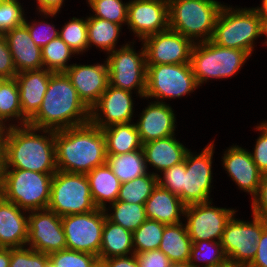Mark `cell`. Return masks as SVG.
<instances>
[{
  "mask_svg": "<svg viewBox=\"0 0 267 267\" xmlns=\"http://www.w3.org/2000/svg\"><path fill=\"white\" fill-rule=\"evenodd\" d=\"M8 126L3 128L0 138L4 149V169L56 173L54 130L37 129L29 125ZM36 131H42L44 135Z\"/></svg>",
  "mask_w": 267,
  "mask_h": 267,
  "instance_id": "obj_1",
  "label": "cell"
},
{
  "mask_svg": "<svg viewBox=\"0 0 267 267\" xmlns=\"http://www.w3.org/2000/svg\"><path fill=\"white\" fill-rule=\"evenodd\" d=\"M90 109L65 72L53 73L38 112L28 121L37 129L62 130L90 122Z\"/></svg>",
  "mask_w": 267,
  "mask_h": 267,
  "instance_id": "obj_2",
  "label": "cell"
},
{
  "mask_svg": "<svg viewBox=\"0 0 267 267\" xmlns=\"http://www.w3.org/2000/svg\"><path fill=\"white\" fill-rule=\"evenodd\" d=\"M57 170L87 174L106 163V140L102 129L91 122L55 131Z\"/></svg>",
  "mask_w": 267,
  "mask_h": 267,
  "instance_id": "obj_3",
  "label": "cell"
},
{
  "mask_svg": "<svg viewBox=\"0 0 267 267\" xmlns=\"http://www.w3.org/2000/svg\"><path fill=\"white\" fill-rule=\"evenodd\" d=\"M223 6L216 0H171L168 2L169 28L194 43L211 40Z\"/></svg>",
  "mask_w": 267,
  "mask_h": 267,
  "instance_id": "obj_4",
  "label": "cell"
},
{
  "mask_svg": "<svg viewBox=\"0 0 267 267\" xmlns=\"http://www.w3.org/2000/svg\"><path fill=\"white\" fill-rule=\"evenodd\" d=\"M54 174L4 169L0 195L28 212L47 209Z\"/></svg>",
  "mask_w": 267,
  "mask_h": 267,
  "instance_id": "obj_5",
  "label": "cell"
},
{
  "mask_svg": "<svg viewBox=\"0 0 267 267\" xmlns=\"http://www.w3.org/2000/svg\"><path fill=\"white\" fill-rule=\"evenodd\" d=\"M262 20L254 8L224 5L217 18L211 41L218 46L240 49L250 56L254 40L261 35Z\"/></svg>",
  "mask_w": 267,
  "mask_h": 267,
  "instance_id": "obj_6",
  "label": "cell"
},
{
  "mask_svg": "<svg viewBox=\"0 0 267 267\" xmlns=\"http://www.w3.org/2000/svg\"><path fill=\"white\" fill-rule=\"evenodd\" d=\"M240 49L218 46L211 40L195 42L190 58L192 72L199 86L209 79L232 77L249 58Z\"/></svg>",
  "mask_w": 267,
  "mask_h": 267,
  "instance_id": "obj_7",
  "label": "cell"
},
{
  "mask_svg": "<svg viewBox=\"0 0 267 267\" xmlns=\"http://www.w3.org/2000/svg\"><path fill=\"white\" fill-rule=\"evenodd\" d=\"M48 209L60 217L96 210L86 174L57 170L52 178Z\"/></svg>",
  "mask_w": 267,
  "mask_h": 267,
  "instance_id": "obj_8",
  "label": "cell"
},
{
  "mask_svg": "<svg viewBox=\"0 0 267 267\" xmlns=\"http://www.w3.org/2000/svg\"><path fill=\"white\" fill-rule=\"evenodd\" d=\"M267 219L253 214V221L235 219L226 224L220 243L227 260L235 267H247L257 253V242L261 237Z\"/></svg>",
  "mask_w": 267,
  "mask_h": 267,
  "instance_id": "obj_9",
  "label": "cell"
},
{
  "mask_svg": "<svg viewBox=\"0 0 267 267\" xmlns=\"http://www.w3.org/2000/svg\"><path fill=\"white\" fill-rule=\"evenodd\" d=\"M198 86L190 63L147 65L144 98L163 102L164 98H180L194 92Z\"/></svg>",
  "mask_w": 267,
  "mask_h": 267,
  "instance_id": "obj_10",
  "label": "cell"
},
{
  "mask_svg": "<svg viewBox=\"0 0 267 267\" xmlns=\"http://www.w3.org/2000/svg\"><path fill=\"white\" fill-rule=\"evenodd\" d=\"M106 62L109 85L130 92L136 89L139 97L145 96L147 62L144 45L138 54L133 46L127 43L120 49L110 52Z\"/></svg>",
  "mask_w": 267,
  "mask_h": 267,
  "instance_id": "obj_11",
  "label": "cell"
},
{
  "mask_svg": "<svg viewBox=\"0 0 267 267\" xmlns=\"http://www.w3.org/2000/svg\"><path fill=\"white\" fill-rule=\"evenodd\" d=\"M106 214L104 209L62 216L66 249L86 252L99 257Z\"/></svg>",
  "mask_w": 267,
  "mask_h": 267,
  "instance_id": "obj_12",
  "label": "cell"
},
{
  "mask_svg": "<svg viewBox=\"0 0 267 267\" xmlns=\"http://www.w3.org/2000/svg\"><path fill=\"white\" fill-rule=\"evenodd\" d=\"M214 141L194 155L190 150L186 154V172H183V191L179 198L185 206L208 202L212 183V158Z\"/></svg>",
  "mask_w": 267,
  "mask_h": 267,
  "instance_id": "obj_13",
  "label": "cell"
},
{
  "mask_svg": "<svg viewBox=\"0 0 267 267\" xmlns=\"http://www.w3.org/2000/svg\"><path fill=\"white\" fill-rule=\"evenodd\" d=\"M208 202L185 206L184 216L187 219L186 227L192 242L219 241L228 221L235 215L236 210L216 208Z\"/></svg>",
  "mask_w": 267,
  "mask_h": 267,
  "instance_id": "obj_14",
  "label": "cell"
},
{
  "mask_svg": "<svg viewBox=\"0 0 267 267\" xmlns=\"http://www.w3.org/2000/svg\"><path fill=\"white\" fill-rule=\"evenodd\" d=\"M30 212L26 245L45 254L66 249V236L61 217L48 208Z\"/></svg>",
  "mask_w": 267,
  "mask_h": 267,
  "instance_id": "obj_15",
  "label": "cell"
},
{
  "mask_svg": "<svg viewBox=\"0 0 267 267\" xmlns=\"http://www.w3.org/2000/svg\"><path fill=\"white\" fill-rule=\"evenodd\" d=\"M144 43V44H143ZM147 65L190 63L194 42L170 28L146 37Z\"/></svg>",
  "mask_w": 267,
  "mask_h": 267,
  "instance_id": "obj_16",
  "label": "cell"
},
{
  "mask_svg": "<svg viewBox=\"0 0 267 267\" xmlns=\"http://www.w3.org/2000/svg\"><path fill=\"white\" fill-rule=\"evenodd\" d=\"M129 29L143 41L169 28L168 2L165 0H131L128 2Z\"/></svg>",
  "mask_w": 267,
  "mask_h": 267,
  "instance_id": "obj_17",
  "label": "cell"
},
{
  "mask_svg": "<svg viewBox=\"0 0 267 267\" xmlns=\"http://www.w3.org/2000/svg\"><path fill=\"white\" fill-rule=\"evenodd\" d=\"M131 94L130 91L108 85L99 101L90 109V122L100 129L131 122L134 112Z\"/></svg>",
  "mask_w": 267,
  "mask_h": 267,
  "instance_id": "obj_18",
  "label": "cell"
},
{
  "mask_svg": "<svg viewBox=\"0 0 267 267\" xmlns=\"http://www.w3.org/2000/svg\"><path fill=\"white\" fill-rule=\"evenodd\" d=\"M79 98L91 109L109 85L108 64L77 65L70 64L65 71Z\"/></svg>",
  "mask_w": 267,
  "mask_h": 267,
  "instance_id": "obj_19",
  "label": "cell"
},
{
  "mask_svg": "<svg viewBox=\"0 0 267 267\" xmlns=\"http://www.w3.org/2000/svg\"><path fill=\"white\" fill-rule=\"evenodd\" d=\"M223 155V167L230 178L240 189L250 193L254 198L258 193L263 174L254 163L251 152L233 145Z\"/></svg>",
  "mask_w": 267,
  "mask_h": 267,
  "instance_id": "obj_20",
  "label": "cell"
},
{
  "mask_svg": "<svg viewBox=\"0 0 267 267\" xmlns=\"http://www.w3.org/2000/svg\"><path fill=\"white\" fill-rule=\"evenodd\" d=\"M172 107L165 102H151L143 109L136 124L141 143L166 138L174 134L176 117Z\"/></svg>",
  "mask_w": 267,
  "mask_h": 267,
  "instance_id": "obj_21",
  "label": "cell"
},
{
  "mask_svg": "<svg viewBox=\"0 0 267 267\" xmlns=\"http://www.w3.org/2000/svg\"><path fill=\"white\" fill-rule=\"evenodd\" d=\"M54 72L45 68L17 73L22 115L29 121L40 108L49 79Z\"/></svg>",
  "mask_w": 267,
  "mask_h": 267,
  "instance_id": "obj_22",
  "label": "cell"
},
{
  "mask_svg": "<svg viewBox=\"0 0 267 267\" xmlns=\"http://www.w3.org/2000/svg\"><path fill=\"white\" fill-rule=\"evenodd\" d=\"M22 210L0 195V247H27L28 216L24 213L28 211Z\"/></svg>",
  "mask_w": 267,
  "mask_h": 267,
  "instance_id": "obj_23",
  "label": "cell"
},
{
  "mask_svg": "<svg viewBox=\"0 0 267 267\" xmlns=\"http://www.w3.org/2000/svg\"><path fill=\"white\" fill-rule=\"evenodd\" d=\"M17 73L44 68L41 48L32 40L28 29L22 25L5 35Z\"/></svg>",
  "mask_w": 267,
  "mask_h": 267,
  "instance_id": "obj_24",
  "label": "cell"
},
{
  "mask_svg": "<svg viewBox=\"0 0 267 267\" xmlns=\"http://www.w3.org/2000/svg\"><path fill=\"white\" fill-rule=\"evenodd\" d=\"M147 219L156 220L165 225L180 223L184 216L185 205L179 196L171 193L159 184L144 204Z\"/></svg>",
  "mask_w": 267,
  "mask_h": 267,
  "instance_id": "obj_25",
  "label": "cell"
},
{
  "mask_svg": "<svg viewBox=\"0 0 267 267\" xmlns=\"http://www.w3.org/2000/svg\"><path fill=\"white\" fill-rule=\"evenodd\" d=\"M174 136L142 144L146 165L149 163L161 173L163 170L180 164L185 160L189 150L180 141H177Z\"/></svg>",
  "mask_w": 267,
  "mask_h": 267,
  "instance_id": "obj_26",
  "label": "cell"
},
{
  "mask_svg": "<svg viewBox=\"0 0 267 267\" xmlns=\"http://www.w3.org/2000/svg\"><path fill=\"white\" fill-rule=\"evenodd\" d=\"M86 176L97 208L105 209L107 202L111 204L117 200L121 182L107 163L94 168Z\"/></svg>",
  "mask_w": 267,
  "mask_h": 267,
  "instance_id": "obj_27",
  "label": "cell"
},
{
  "mask_svg": "<svg viewBox=\"0 0 267 267\" xmlns=\"http://www.w3.org/2000/svg\"><path fill=\"white\" fill-rule=\"evenodd\" d=\"M192 245L185 224L180 222L165 225L159 250L169 258L170 262L189 261Z\"/></svg>",
  "mask_w": 267,
  "mask_h": 267,
  "instance_id": "obj_28",
  "label": "cell"
},
{
  "mask_svg": "<svg viewBox=\"0 0 267 267\" xmlns=\"http://www.w3.org/2000/svg\"><path fill=\"white\" fill-rule=\"evenodd\" d=\"M106 140L107 155H119L142 149L136 124H113L102 129Z\"/></svg>",
  "mask_w": 267,
  "mask_h": 267,
  "instance_id": "obj_29",
  "label": "cell"
},
{
  "mask_svg": "<svg viewBox=\"0 0 267 267\" xmlns=\"http://www.w3.org/2000/svg\"><path fill=\"white\" fill-rule=\"evenodd\" d=\"M132 232L105 219L99 259L133 254Z\"/></svg>",
  "mask_w": 267,
  "mask_h": 267,
  "instance_id": "obj_30",
  "label": "cell"
},
{
  "mask_svg": "<svg viewBox=\"0 0 267 267\" xmlns=\"http://www.w3.org/2000/svg\"><path fill=\"white\" fill-rule=\"evenodd\" d=\"M106 163L121 183L148 173L142 149L119 155H107Z\"/></svg>",
  "mask_w": 267,
  "mask_h": 267,
  "instance_id": "obj_31",
  "label": "cell"
},
{
  "mask_svg": "<svg viewBox=\"0 0 267 267\" xmlns=\"http://www.w3.org/2000/svg\"><path fill=\"white\" fill-rule=\"evenodd\" d=\"M121 25L92 15L87 17L88 48L94 46L107 51L116 50L115 46L121 31Z\"/></svg>",
  "mask_w": 267,
  "mask_h": 267,
  "instance_id": "obj_32",
  "label": "cell"
},
{
  "mask_svg": "<svg viewBox=\"0 0 267 267\" xmlns=\"http://www.w3.org/2000/svg\"><path fill=\"white\" fill-rule=\"evenodd\" d=\"M20 120V126L28 125V120L22 115L19 88L15 78H0V126L5 128V122L14 118Z\"/></svg>",
  "mask_w": 267,
  "mask_h": 267,
  "instance_id": "obj_33",
  "label": "cell"
},
{
  "mask_svg": "<svg viewBox=\"0 0 267 267\" xmlns=\"http://www.w3.org/2000/svg\"><path fill=\"white\" fill-rule=\"evenodd\" d=\"M157 185L158 174L149 172L131 181L121 183L117 200L145 204Z\"/></svg>",
  "mask_w": 267,
  "mask_h": 267,
  "instance_id": "obj_34",
  "label": "cell"
},
{
  "mask_svg": "<svg viewBox=\"0 0 267 267\" xmlns=\"http://www.w3.org/2000/svg\"><path fill=\"white\" fill-rule=\"evenodd\" d=\"M110 205H112L111 208L114 212L108 214L109 209L105 208L106 218L131 232L135 231L147 219L144 204L116 200Z\"/></svg>",
  "mask_w": 267,
  "mask_h": 267,
  "instance_id": "obj_35",
  "label": "cell"
},
{
  "mask_svg": "<svg viewBox=\"0 0 267 267\" xmlns=\"http://www.w3.org/2000/svg\"><path fill=\"white\" fill-rule=\"evenodd\" d=\"M165 224L156 220L146 219L132 232L135 253L159 249Z\"/></svg>",
  "mask_w": 267,
  "mask_h": 267,
  "instance_id": "obj_36",
  "label": "cell"
},
{
  "mask_svg": "<svg viewBox=\"0 0 267 267\" xmlns=\"http://www.w3.org/2000/svg\"><path fill=\"white\" fill-rule=\"evenodd\" d=\"M75 52L58 36L41 48L42 62L44 68L54 72H65L70 65L67 61Z\"/></svg>",
  "mask_w": 267,
  "mask_h": 267,
  "instance_id": "obj_37",
  "label": "cell"
},
{
  "mask_svg": "<svg viewBox=\"0 0 267 267\" xmlns=\"http://www.w3.org/2000/svg\"><path fill=\"white\" fill-rule=\"evenodd\" d=\"M203 262L202 266H216L227 262V257L219 241H196L193 242L189 263L193 267H200L194 262Z\"/></svg>",
  "mask_w": 267,
  "mask_h": 267,
  "instance_id": "obj_38",
  "label": "cell"
},
{
  "mask_svg": "<svg viewBox=\"0 0 267 267\" xmlns=\"http://www.w3.org/2000/svg\"><path fill=\"white\" fill-rule=\"evenodd\" d=\"M59 37L76 53L80 54L88 48L87 18L73 17L59 32Z\"/></svg>",
  "mask_w": 267,
  "mask_h": 267,
  "instance_id": "obj_39",
  "label": "cell"
},
{
  "mask_svg": "<svg viewBox=\"0 0 267 267\" xmlns=\"http://www.w3.org/2000/svg\"><path fill=\"white\" fill-rule=\"evenodd\" d=\"M92 11L93 17H98L117 23L122 26L128 20V3L121 0H87Z\"/></svg>",
  "mask_w": 267,
  "mask_h": 267,
  "instance_id": "obj_40",
  "label": "cell"
},
{
  "mask_svg": "<svg viewBox=\"0 0 267 267\" xmlns=\"http://www.w3.org/2000/svg\"><path fill=\"white\" fill-rule=\"evenodd\" d=\"M48 257L54 267H99V257L86 252L64 249Z\"/></svg>",
  "mask_w": 267,
  "mask_h": 267,
  "instance_id": "obj_41",
  "label": "cell"
},
{
  "mask_svg": "<svg viewBox=\"0 0 267 267\" xmlns=\"http://www.w3.org/2000/svg\"><path fill=\"white\" fill-rule=\"evenodd\" d=\"M18 0L0 1V35L22 26L25 22L24 9Z\"/></svg>",
  "mask_w": 267,
  "mask_h": 267,
  "instance_id": "obj_42",
  "label": "cell"
},
{
  "mask_svg": "<svg viewBox=\"0 0 267 267\" xmlns=\"http://www.w3.org/2000/svg\"><path fill=\"white\" fill-rule=\"evenodd\" d=\"M48 254L33 250L30 247L10 248L9 267H46Z\"/></svg>",
  "mask_w": 267,
  "mask_h": 267,
  "instance_id": "obj_43",
  "label": "cell"
},
{
  "mask_svg": "<svg viewBox=\"0 0 267 267\" xmlns=\"http://www.w3.org/2000/svg\"><path fill=\"white\" fill-rule=\"evenodd\" d=\"M162 176L158 175V184L169 190L171 193L179 196L182 191L183 172H186V157L180 164L174 165L162 171Z\"/></svg>",
  "mask_w": 267,
  "mask_h": 267,
  "instance_id": "obj_44",
  "label": "cell"
},
{
  "mask_svg": "<svg viewBox=\"0 0 267 267\" xmlns=\"http://www.w3.org/2000/svg\"><path fill=\"white\" fill-rule=\"evenodd\" d=\"M44 23V24H43ZM42 24V25H41ZM27 29L32 38V40L36 43L37 46L43 48L47 45L51 40H54L59 36V30L55 29V25H50L49 23H45V21H41L37 23H29L26 19L23 24ZM40 25L42 29L37 27Z\"/></svg>",
  "mask_w": 267,
  "mask_h": 267,
  "instance_id": "obj_45",
  "label": "cell"
},
{
  "mask_svg": "<svg viewBox=\"0 0 267 267\" xmlns=\"http://www.w3.org/2000/svg\"><path fill=\"white\" fill-rule=\"evenodd\" d=\"M257 130L261 131L257 138L254 152L251 153L254 163L262 174L267 173V121L260 123Z\"/></svg>",
  "mask_w": 267,
  "mask_h": 267,
  "instance_id": "obj_46",
  "label": "cell"
},
{
  "mask_svg": "<svg viewBox=\"0 0 267 267\" xmlns=\"http://www.w3.org/2000/svg\"><path fill=\"white\" fill-rule=\"evenodd\" d=\"M17 75L12 54L4 35H0V78L13 79Z\"/></svg>",
  "mask_w": 267,
  "mask_h": 267,
  "instance_id": "obj_47",
  "label": "cell"
},
{
  "mask_svg": "<svg viewBox=\"0 0 267 267\" xmlns=\"http://www.w3.org/2000/svg\"><path fill=\"white\" fill-rule=\"evenodd\" d=\"M138 267H168L169 258L159 249L135 253Z\"/></svg>",
  "mask_w": 267,
  "mask_h": 267,
  "instance_id": "obj_48",
  "label": "cell"
},
{
  "mask_svg": "<svg viewBox=\"0 0 267 267\" xmlns=\"http://www.w3.org/2000/svg\"><path fill=\"white\" fill-rule=\"evenodd\" d=\"M252 213L267 219V173L262 175L257 195L252 199Z\"/></svg>",
  "mask_w": 267,
  "mask_h": 267,
  "instance_id": "obj_49",
  "label": "cell"
},
{
  "mask_svg": "<svg viewBox=\"0 0 267 267\" xmlns=\"http://www.w3.org/2000/svg\"><path fill=\"white\" fill-rule=\"evenodd\" d=\"M247 267H267V225L264 227L257 242L256 256Z\"/></svg>",
  "mask_w": 267,
  "mask_h": 267,
  "instance_id": "obj_50",
  "label": "cell"
},
{
  "mask_svg": "<svg viewBox=\"0 0 267 267\" xmlns=\"http://www.w3.org/2000/svg\"><path fill=\"white\" fill-rule=\"evenodd\" d=\"M99 267H138L135 253L131 256H116L99 259Z\"/></svg>",
  "mask_w": 267,
  "mask_h": 267,
  "instance_id": "obj_51",
  "label": "cell"
},
{
  "mask_svg": "<svg viewBox=\"0 0 267 267\" xmlns=\"http://www.w3.org/2000/svg\"><path fill=\"white\" fill-rule=\"evenodd\" d=\"M38 11L43 15L55 16L64 3V0H37Z\"/></svg>",
  "mask_w": 267,
  "mask_h": 267,
  "instance_id": "obj_52",
  "label": "cell"
},
{
  "mask_svg": "<svg viewBox=\"0 0 267 267\" xmlns=\"http://www.w3.org/2000/svg\"><path fill=\"white\" fill-rule=\"evenodd\" d=\"M10 248L0 247V267H9Z\"/></svg>",
  "mask_w": 267,
  "mask_h": 267,
  "instance_id": "obj_53",
  "label": "cell"
},
{
  "mask_svg": "<svg viewBox=\"0 0 267 267\" xmlns=\"http://www.w3.org/2000/svg\"><path fill=\"white\" fill-rule=\"evenodd\" d=\"M3 171H4V149L0 139V191L3 183Z\"/></svg>",
  "mask_w": 267,
  "mask_h": 267,
  "instance_id": "obj_54",
  "label": "cell"
},
{
  "mask_svg": "<svg viewBox=\"0 0 267 267\" xmlns=\"http://www.w3.org/2000/svg\"><path fill=\"white\" fill-rule=\"evenodd\" d=\"M262 6L254 8L261 20H267V0H262Z\"/></svg>",
  "mask_w": 267,
  "mask_h": 267,
  "instance_id": "obj_55",
  "label": "cell"
},
{
  "mask_svg": "<svg viewBox=\"0 0 267 267\" xmlns=\"http://www.w3.org/2000/svg\"><path fill=\"white\" fill-rule=\"evenodd\" d=\"M168 267H193L189 261L184 262H170Z\"/></svg>",
  "mask_w": 267,
  "mask_h": 267,
  "instance_id": "obj_56",
  "label": "cell"
},
{
  "mask_svg": "<svg viewBox=\"0 0 267 267\" xmlns=\"http://www.w3.org/2000/svg\"><path fill=\"white\" fill-rule=\"evenodd\" d=\"M261 35H265L267 37V20H262ZM264 43L267 44V38Z\"/></svg>",
  "mask_w": 267,
  "mask_h": 267,
  "instance_id": "obj_57",
  "label": "cell"
},
{
  "mask_svg": "<svg viewBox=\"0 0 267 267\" xmlns=\"http://www.w3.org/2000/svg\"><path fill=\"white\" fill-rule=\"evenodd\" d=\"M201 267H235L233 264H231L229 261L216 265V266H201Z\"/></svg>",
  "mask_w": 267,
  "mask_h": 267,
  "instance_id": "obj_58",
  "label": "cell"
},
{
  "mask_svg": "<svg viewBox=\"0 0 267 267\" xmlns=\"http://www.w3.org/2000/svg\"><path fill=\"white\" fill-rule=\"evenodd\" d=\"M46 267H54V265L49 261L46 265Z\"/></svg>",
  "mask_w": 267,
  "mask_h": 267,
  "instance_id": "obj_59",
  "label": "cell"
},
{
  "mask_svg": "<svg viewBox=\"0 0 267 267\" xmlns=\"http://www.w3.org/2000/svg\"><path fill=\"white\" fill-rule=\"evenodd\" d=\"M2 131H3V128L0 126V138L2 136Z\"/></svg>",
  "mask_w": 267,
  "mask_h": 267,
  "instance_id": "obj_60",
  "label": "cell"
}]
</instances>
